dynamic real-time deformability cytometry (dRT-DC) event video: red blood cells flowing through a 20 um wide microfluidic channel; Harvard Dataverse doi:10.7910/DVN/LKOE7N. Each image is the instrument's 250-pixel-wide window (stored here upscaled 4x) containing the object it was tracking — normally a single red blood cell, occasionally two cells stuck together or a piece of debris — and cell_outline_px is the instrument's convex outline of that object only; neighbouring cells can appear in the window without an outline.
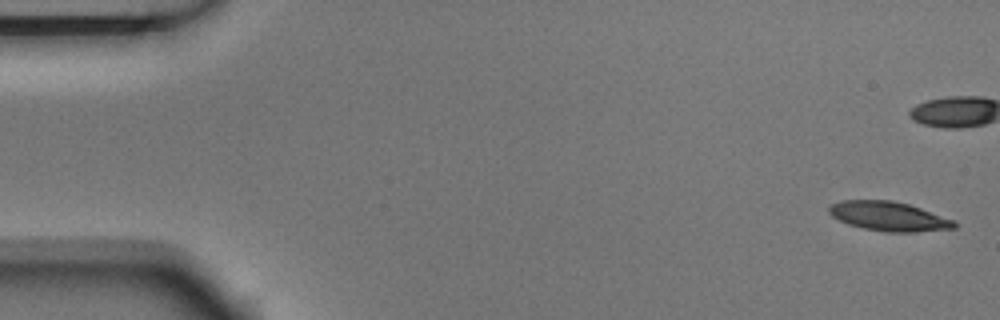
{"species": "Egyptian fruit bat (a non-hibernating species)", "species_latin": "Rousettus aegyptiacus", "temperature_condition": "room temperature", "stored_images_in_passage": 5, "camera_frame_rate_fps": 3000, "um_per_image_px": 0.085, "animal": {"sex": "male"}, "frame": {"image": 1, "passage_image": 1, "time_ms": 0.0, "image_size_px": [1000, 320], "cell_outline_px": [[956, 228], [916, 232], [888, 232], [864, 228], [848, 224], [832, 216], [828, 212], [828, 208], [832, 204], [840, 200], [892, 200], [908, 204], [956, 220]], "centroid_in_image_um": [75.56, 18.38], "position_along_channel_um": 9.4, "area_um2": 21.39}}